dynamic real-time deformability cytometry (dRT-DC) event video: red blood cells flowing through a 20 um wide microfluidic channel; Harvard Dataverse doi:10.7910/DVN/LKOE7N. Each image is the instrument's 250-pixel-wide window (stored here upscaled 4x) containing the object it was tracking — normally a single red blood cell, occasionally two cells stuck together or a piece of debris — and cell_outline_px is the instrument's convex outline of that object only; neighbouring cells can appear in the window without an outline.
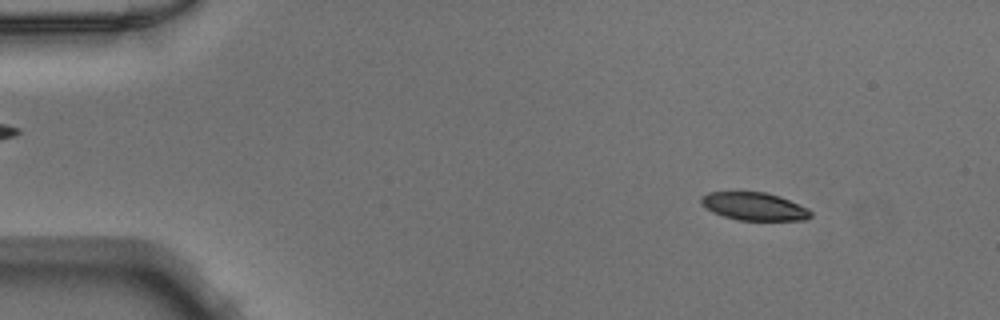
{"species": "Egyptian fruit bat (a non-hibernating species)", "species_latin": "Rousettus aegyptiacus", "temperature_condition": "warm", "stored_images_in_passage": 50, "camera_frame_rate_fps": 3000, "um_per_image_px": 0.085, "animal": {"sex": "male"}, "frame": {"image": 1, "passage_image": 6, "time_ms": 1.667, "image_size_px": [1000, 320], "cell_outline_px": [[812, 216], [804, 220], [736, 220], [712, 212], [704, 208], [700, 204], [700, 196], [708, 192], [764, 192], [780, 196], [808, 208], [812, 212]], "centroid_in_image_um": [64.07, 17.54], "position_along_channel_um": 20.9, "area_um2": 17.98}}
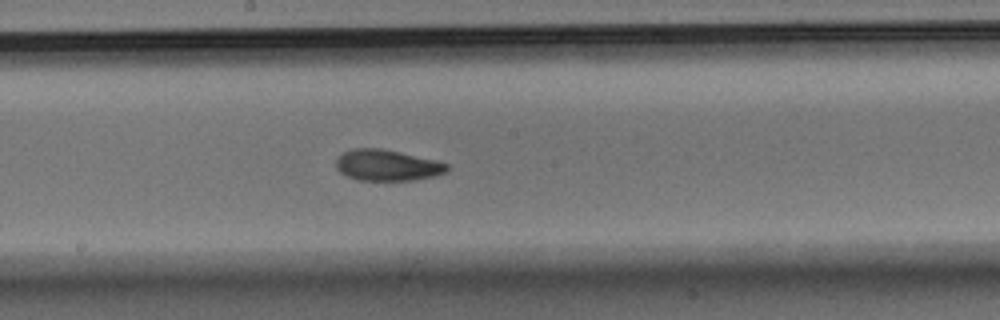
{"frame": {"image": 2, "passage_image": 27, "time_ms": 8.667, "image_size_px": [1000, 320], "cell_outline_px": [[448, 172], [436, 176], [416, 180], [356, 180], [340, 172], [336, 168], [336, 160], [344, 152], [352, 148], [380, 148], [400, 152], [436, 160], [448, 164]], "centroid_in_image_um": [32.93, 14.05], "position_along_channel_um": 215.3, "area_um2": 20.17}}
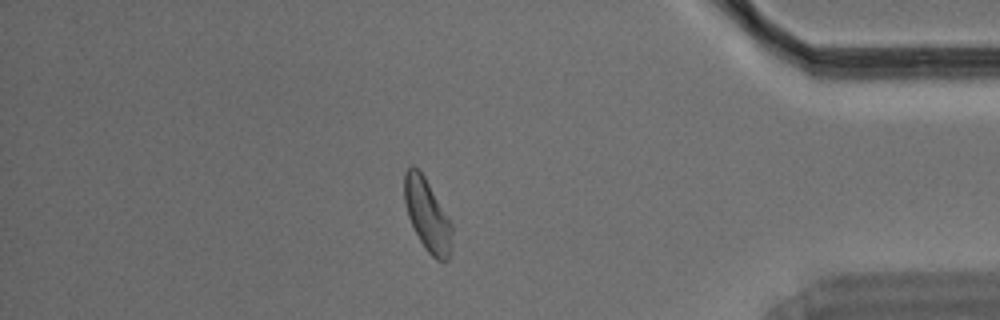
{"frame": {"image": 3, "passage_image": 43, "time_ms": 14.0, "image_size_px": [1000, 320], "cell_outline_px": [[452, 248], [448, 260], [444, 264], [436, 260], [424, 248], [408, 216], [404, 200], [404, 172], [412, 164], [424, 176], [448, 216], [452, 224]], "centroid_in_image_um": [36.34, 18.32], "position_along_channel_um": 398.9, "area_um2": 20.11}}